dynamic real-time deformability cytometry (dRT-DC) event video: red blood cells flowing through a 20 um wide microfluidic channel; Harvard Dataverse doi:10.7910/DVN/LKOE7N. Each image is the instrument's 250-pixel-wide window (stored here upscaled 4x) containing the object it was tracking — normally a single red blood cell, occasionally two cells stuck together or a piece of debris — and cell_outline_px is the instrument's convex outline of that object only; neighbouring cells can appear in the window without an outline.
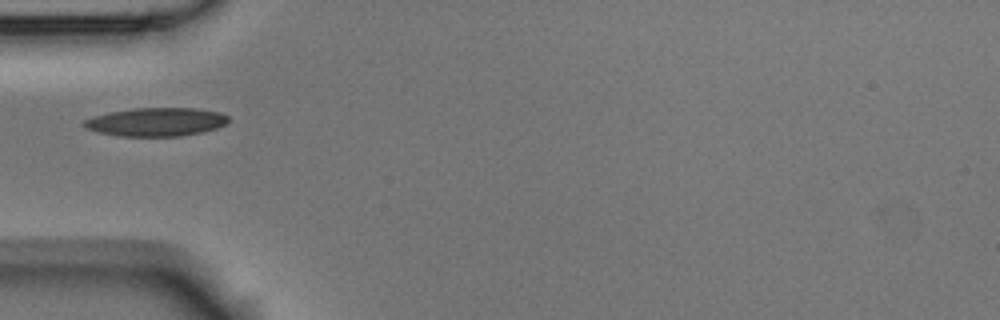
{"species": "Egyptian fruit bat (a non-hibernating species)", "species_latin": "Rousettus aegyptiacus", "temperature_condition": "room temperature", "stored_images_in_passage": 4, "camera_frame_rate_fps": 3000, "um_per_image_px": 0.085, "animal": {"sex": "male"}, "frame": {"image": 1, "passage_image": 4, "time_ms": 4.333, "image_size_px": [1000, 320], "cell_outline_px": [[228, 120], [224, 124], [216, 128], [204, 132], [180, 136], [116, 136], [84, 128], [80, 124], [84, 120], [92, 116], [108, 112], [132, 108], [196, 108], [220, 112], [228, 116]], "centroid_in_image_um": [13.23, 10.36], "position_along_channel_um": 71.8, "area_um2": 24.16}}